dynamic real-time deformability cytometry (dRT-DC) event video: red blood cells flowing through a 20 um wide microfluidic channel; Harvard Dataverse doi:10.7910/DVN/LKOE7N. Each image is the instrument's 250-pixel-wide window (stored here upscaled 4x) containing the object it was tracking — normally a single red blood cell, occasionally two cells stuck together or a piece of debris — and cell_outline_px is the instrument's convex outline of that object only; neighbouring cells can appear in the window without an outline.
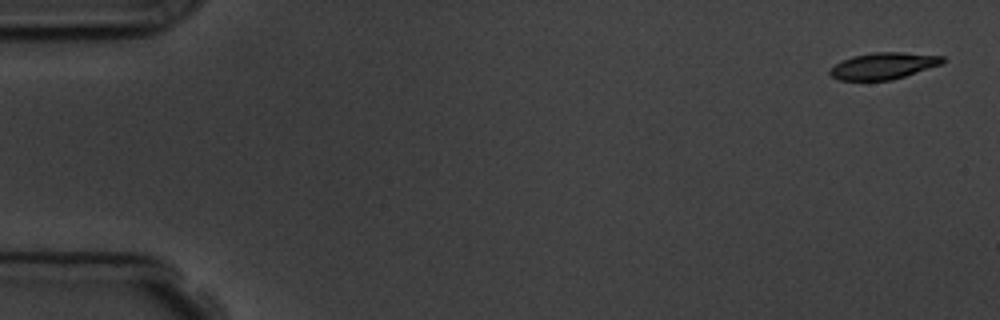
{"species": "common noctule bat (a hibernating species)", "species_latin": "Nyctalus noctula", "temperature_condition": "room temperature", "stored_images_in_passage": 10, "camera_frame_rate_fps": 3000, "um_per_image_px": 0.085, "animal": {"sex": "male", "body_mass_g": 19.5, "forearm_length_mm": 54.6}, "frame": {"image": 1, "passage_image": 1, "time_ms": 0.0, "image_size_px": [1000, 320], "cell_outline_px": [[944, 64], [892, 80], [840, 80], [832, 76], [828, 72], [836, 64], [852, 56], [876, 52], [900, 52], [944, 56]], "centroid_in_image_um": [75.14, 5.6], "position_along_channel_um": 9.9, "area_um2": 17.34}}
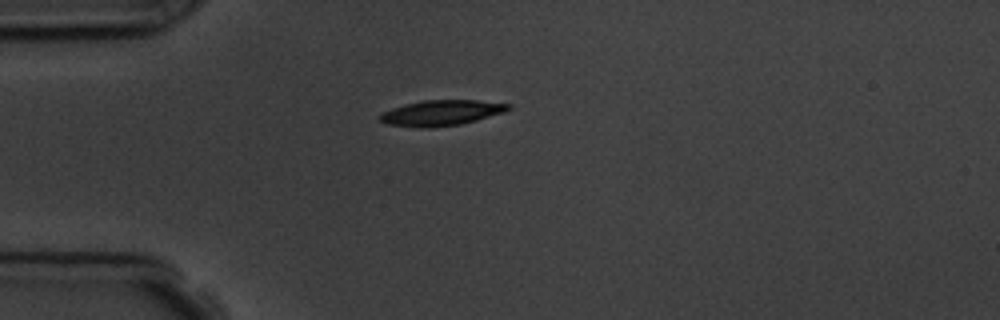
{"frame": {"image": 2, "passage_image": 5, "time_ms": 4.333, "image_size_px": [1000, 320], "cell_outline_px": [[512, 108], [504, 112], [476, 120], [460, 124], [428, 128], [424, 128], [388, 124], [380, 120], [376, 116], [392, 108], [404, 104], [424, 100], [476, 100], [512, 104]], "centroid_in_image_um": [37.52, 9.58], "position_along_channel_um": 47.5, "area_um2": 19.02}}